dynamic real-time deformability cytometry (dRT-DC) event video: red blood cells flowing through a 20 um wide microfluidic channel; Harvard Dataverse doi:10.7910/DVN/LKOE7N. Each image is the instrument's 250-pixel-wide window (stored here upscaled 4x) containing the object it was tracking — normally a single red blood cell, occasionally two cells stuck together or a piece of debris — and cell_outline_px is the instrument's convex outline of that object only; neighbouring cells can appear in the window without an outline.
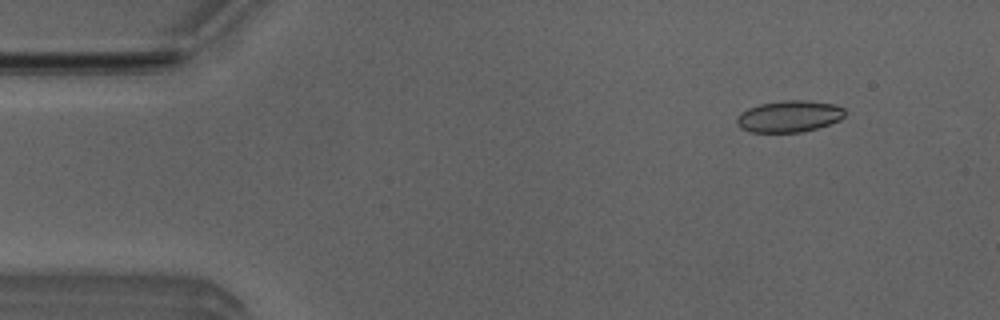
{"species": "Egyptian fruit bat (a non-hibernating species)", "species_latin": "Rousettus aegyptiacus", "temperature_condition": "room temperature", "stored_images_in_passage": 52, "camera_frame_rate_fps": 3000, "um_per_image_px": 0.085, "animal": {"sex": "male"}, "frame": {"image": 1, "passage_image": 6, "time_ms": 1.667, "image_size_px": [1000, 320], "cell_outline_px": [[844, 116], [840, 120], [804, 132], [748, 132], [740, 128], [736, 124], [736, 116], [748, 108], [760, 104], [784, 100], [808, 100], [836, 104], [844, 108]], "centroid_in_image_um": [67.06, 9.89], "position_along_channel_um": 17.9, "area_um2": 20.06}}
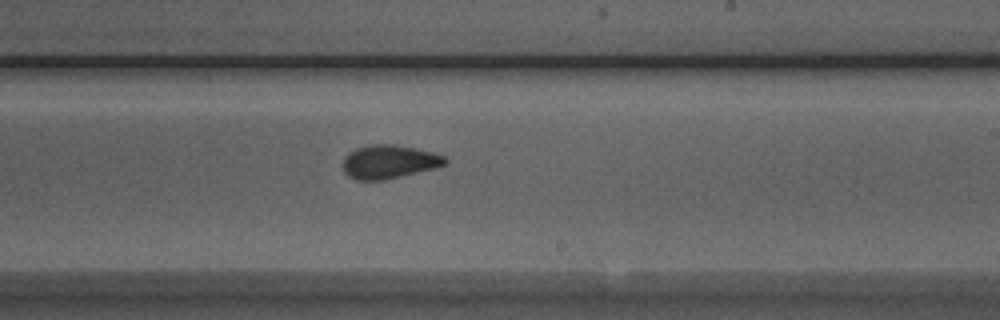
{"frame": {"image": 2, "passage_image": 31, "time_ms": 10.0, "image_size_px": [1000, 320], "cell_outline_px": [[448, 160], [444, 164], [432, 168], [384, 180], [356, 180], [348, 176], [344, 172], [344, 156], [348, 152], [356, 148], [372, 144], [392, 144], [416, 148], [432, 152], [444, 156]], "centroid_in_image_um": [33.02, 13.74], "position_along_channel_um": 256.0, "area_um2": 19.77}}
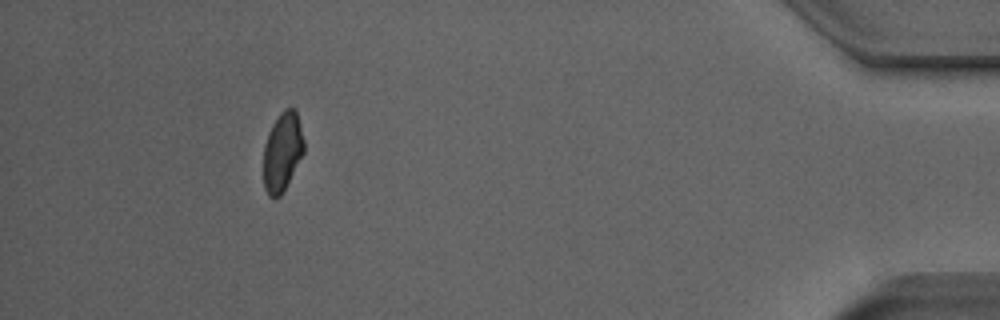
{"frame": {"image": 3, "passage_image": 48, "time_ms": 15.667, "image_size_px": [1000, 320], "cell_outline_px": [[304, 152], [280, 196], [268, 196], [264, 188], [264, 144], [268, 132], [272, 124], [280, 112], [284, 108], [296, 108], [304, 140]], "centroid_in_image_um": [24.0, 12.84], "position_along_channel_um": 411.2, "area_um2": 18.5}, "authors_computed_cell_mechanics": {"area_um2": 19.7098, "velocity_mm_per_s": 3.9089, "shape_relaxation_time_tau1_ms": 5.8057, "shape_relaxation_time_tau2_ms": 1.84, "deformation_change_tau1": 0.1354, "deformation_change_tau2": 0.0745}}